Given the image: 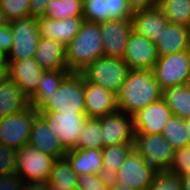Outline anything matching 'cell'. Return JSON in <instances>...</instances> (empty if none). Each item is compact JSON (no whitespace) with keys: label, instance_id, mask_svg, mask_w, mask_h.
Wrapping results in <instances>:
<instances>
[{"label":"cell","instance_id":"cell-2","mask_svg":"<svg viewBox=\"0 0 190 190\" xmlns=\"http://www.w3.org/2000/svg\"><path fill=\"white\" fill-rule=\"evenodd\" d=\"M100 25L83 21L80 30L66 46V68L80 73L93 61L103 56Z\"/></svg>","mask_w":190,"mask_h":190},{"label":"cell","instance_id":"cell-32","mask_svg":"<svg viewBox=\"0 0 190 190\" xmlns=\"http://www.w3.org/2000/svg\"><path fill=\"white\" fill-rule=\"evenodd\" d=\"M83 0H51L46 8L45 17L50 19H65L82 17Z\"/></svg>","mask_w":190,"mask_h":190},{"label":"cell","instance_id":"cell-3","mask_svg":"<svg viewBox=\"0 0 190 190\" xmlns=\"http://www.w3.org/2000/svg\"><path fill=\"white\" fill-rule=\"evenodd\" d=\"M133 144L144 166L155 175L175 170L178 154L161 134H134Z\"/></svg>","mask_w":190,"mask_h":190},{"label":"cell","instance_id":"cell-6","mask_svg":"<svg viewBox=\"0 0 190 190\" xmlns=\"http://www.w3.org/2000/svg\"><path fill=\"white\" fill-rule=\"evenodd\" d=\"M13 35L12 48L7 61L34 58L40 40L37 17L29 16L8 22Z\"/></svg>","mask_w":190,"mask_h":190},{"label":"cell","instance_id":"cell-33","mask_svg":"<svg viewBox=\"0 0 190 190\" xmlns=\"http://www.w3.org/2000/svg\"><path fill=\"white\" fill-rule=\"evenodd\" d=\"M30 0H0V10L10 22L30 16Z\"/></svg>","mask_w":190,"mask_h":190},{"label":"cell","instance_id":"cell-22","mask_svg":"<svg viewBox=\"0 0 190 190\" xmlns=\"http://www.w3.org/2000/svg\"><path fill=\"white\" fill-rule=\"evenodd\" d=\"M34 59L43 71L66 68V47L57 41L40 37Z\"/></svg>","mask_w":190,"mask_h":190},{"label":"cell","instance_id":"cell-15","mask_svg":"<svg viewBox=\"0 0 190 190\" xmlns=\"http://www.w3.org/2000/svg\"><path fill=\"white\" fill-rule=\"evenodd\" d=\"M103 148L119 143H134L133 117L116 111L101 117Z\"/></svg>","mask_w":190,"mask_h":190},{"label":"cell","instance_id":"cell-31","mask_svg":"<svg viewBox=\"0 0 190 190\" xmlns=\"http://www.w3.org/2000/svg\"><path fill=\"white\" fill-rule=\"evenodd\" d=\"M91 148H103V140L101 136V117L87 118V121L83 127L81 134L79 135L78 142L75 146L76 150H85Z\"/></svg>","mask_w":190,"mask_h":190},{"label":"cell","instance_id":"cell-35","mask_svg":"<svg viewBox=\"0 0 190 190\" xmlns=\"http://www.w3.org/2000/svg\"><path fill=\"white\" fill-rule=\"evenodd\" d=\"M148 190H182L179 173L174 170L155 175Z\"/></svg>","mask_w":190,"mask_h":190},{"label":"cell","instance_id":"cell-36","mask_svg":"<svg viewBox=\"0 0 190 190\" xmlns=\"http://www.w3.org/2000/svg\"><path fill=\"white\" fill-rule=\"evenodd\" d=\"M110 178L104 175L84 174L78 176L76 190H109Z\"/></svg>","mask_w":190,"mask_h":190},{"label":"cell","instance_id":"cell-8","mask_svg":"<svg viewBox=\"0 0 190 190\" xmlns=\"http://www.w3.org/2000/svg\"><path fill=\"white\" fill-rule=\"evenodd\" d=\"M153 74L160 88L190 84V52L158 57Z\"/></svg>","mask_w":190,"mask_h":190},{"label":"cell","instance_id":"cell-27","mask_svg":"<svg viewBox=\"0 0 190 190\" xmlns=\"http://www.w3.org/2000/svg\"><path fill=\"white\" fill-rule=\"evenodd\" d=\"M133 149V143H119L102 148L104 176L111 179Z\"/></svg>","mask_w":190,"mask_h":190},{"label":"cell","instance_id":"cell-39","mask_svg":"<svg viewBox=\"0 0 190 190\" xmlns=\"http://www.w3.org/2000/svg\"><path fill=\"white\" fill-rule=\"evenodd\" d=\"M24 184L16 173L0 176V190H23Z\"/></svg>","mask_w":190,"mask_h":190},{"label":"cell","instance_id":"cell-40","mask_svg":"<svg viewBox=\"0 0 190 190\" xmlns=\"http://www.w3.org/2000/svg\"><path fill=\"white\" fill-rule=\"evenodd\" d=\"M12 29L9 23L0 26V50L6 55L9 54L12 48Z\"/></svg>","mask_w":190,"mask_h":190},{"label":"cell","instance_id":"cell-41","mask_svg":"<svg viewBox=\"0 0 190 190\" xmlns=\"http://www.w3.org/2000/svg\"><path fill=\"white\" fill-rule=\"evenodd\" d=\"M176 172L190 171V144L178 153Z\"/></svg>","mask_w":190,"mask_h":190},{"label":"cell","instance_id":"cell-46","mask_svg":"<svg viewBox=\"0 0 190 190\" xmlns=\"http://www.w3.org/2000/svg\"><path fill=\"white\" fill-rule=\"evenodd\" d=\"M9 78H10L9 65L8 64L0 65V84L5 82Z\"/></svg>","mask_w":190,"mask_h":190},{"label":"cell","instance_id":"cell-47","mask_svg":"<svg viewBox=\"0 0 190 190\" xmlns=\"http://www.w3.org/2000/svg\"><path fill=\"white\" fill-rule=\"evenodd\" d=\"M109 190H133L110 179Z\"/></svg>","mask_w":190,"mask_h":190},{"label":"cell","instance_id":"cell-1","mask_svg":"<svg viewBox=\"0 0 190 190\" xmlns=\"http://www.w3.org/2000/svg\"><path fill=\"white\" fill-rule=\"evenodd\" d=\"M162 93L153 71L130 69L126 80L116 93L118 110L133 116L162 98Z\"/></svg>","mask_w":190,"mask_h":190},{"label":"cell","instance_id":"cell-24","mask_svg":"<svg viewBox=\"0 0 190 190\" xmlns=\"http://www.w3.org/2000/svg\"><path fill=\"white\" fill-rule=\"evenodd\" d=\"M71 72L67 69L44 71L40 76L39 86L36 93L29 99L30 106L40 110L56 93L62 81Z\"/></svg>","mask_w":190,"mask_h":190},{"label":"cell","instance_id":"cell-11","mask_svg":"<svg viewBox=\"0 0 190 190\" xmlns=\"http://www.w3.org/2000/svg\"><path fill=\"white\" fill-rule=\"evenodd\" d=\"M99 25L103 41V56L123 59L132 31L131 21L111 19L99 22Z\"/></svg>","mask_w":190,"mask_h":190},{"label":"cell","instance_id":"cell-20","mask_svg":"<svg viewBox=\"0 0 190 190\" xmlns=\"http://www.w3.org/2000/svg\"><path fill=\"white\" fill-rule=\"evenodd\" d=\"M28 144L55 159L62 158L66 154L59 145L57 137L50 131L48 124L40 115L32 124Z\"/></svg>","mask_w":190,"mask_h":190},{"label":"cell","instance_id":"cell-42","mask_svg":"<svg viewBox=\"0 0 190 190\" xmlns=\"http://www.w3.org/2000/svg\"><path fill=\"white\" fill-rule=\"evenodd\" d=\"M50 1L51 0H30V5H29L30 16L33 17L45 16V11Z\"/></svg>","mask_w":190,"mask_h":190},{"label":"cell","instance_id":"cell-30","mask_svg":"<svg viewBox=\"0 0 190 190\" xmlns=\"http://www.w3.org/2000/svg\"><path fill=\"white\" fill-rule=\"evenodd\" d=\"M158 8L169 23L190 25V0H160Z\"/></svg>","mask_w":190,"mask_h":190},{"label":"cell","instance_id":"cell-45","mask_svg":"<svg viewBox=\"0 0 190 190\" xmlns=\"http://www.w3.org/2000/svg\"><path fill=\"white\" fill-rule=\"evenodd\" d=\"M177 173H179L182 190H190V171H183Z\"/></svg>","mask_w":190,"mask_h":190},{"label":"cell","instance_id":"cell-5","mask_svg":"<svg viewBox=\"0 0 190 190\" xmlns=\"http://www.w3.org/2000/svg\"><path fill=\"white\" fill-rule=\"evenodd\" d=\"M129 71L130 68L123 59L102 56L88 65L80 74L87 82L102 86L116 94Z\"/></svg>","mask_w":190,"mask_h":190},{"label":"cell","instance_id":"cell-38","mask_svg":"<svg viewBox=\"0 0 190 190\" xmlns=\"http://www.w3.org/2000/svg\"><path fill=\"white\" fill-rule=\"evenodd\" d=\"M17 149L0 142V176L16 173Z\"/></svg>","mask_w":190,"mask_h":190},{"label":"cell","instance_id":"cell-43","mask_svg":"<svg viewBox=\"0 0 190 190\" xmlns=\"http://www.w3.org/2000/svg\"><path fill=\"white\" fill-rule=\"evenodd\" d=\"M160 0H128L129 6L135 10L152 9L159 5Z\"/></svg>","mask_w":190,"mask_h":190},{"label":"cell","instance_id":"cell-13","mask_svg":"<svg viewBox=\"0 0 190 190\" xmlns=\"http://www.w3.org/2000/svg\"><path fill=\"white\" fill-rule=\"evenodd\" d=\"M172 115L164 99L160 98L132 116L134 134H161Z\"/></svg>","mask_w":190,"mask_h":190},{"label":"cell","instance_id":"cell-16","mask_svg":"<svg viewBox=\"0 0 190 190\" xmlns=\"http://www.w3.org/2000/svg\"><path fill=\"white\" fill-rule=\"evenodd\" d=\"M84 107L87 117L100 118L118 111L116 94L84 79Z\"/></svg>","mask_w":190,"mask_h":190},{"label":"cell","instance_id":"cell-23","mask_svg":"<svg viewBox=\"0 0 190 190\" xmlns=\"http://www.w3.org/2000/svg\"><path fill=\"white\" fill-rule=\"evenodd\" d=\"M154 43L159 57L188 51L187 27L168 23Z\"/></svg>","mask_w":190,"mask_h":190},{"label":"cell","instance_id":"cell-17","mask_svg":"<svg viewBox=\"0 0 190 190\" xmlns=\"http://www.w3.org/2000/svg\"><path fill=\"white\" fill-rule=\"evenodd\" d=\"M83 21V17H68L62 20L37 17L41 37L57 41L65 47L78 33Z\"/></svg>","mask_w":190,"mask_h":190},{"label":"cell","instance_id":"cell-25","mask_svg":"<svg viewBox=\"0 0 190 190\" xmlns=\"http://www.w3.org/2000/svg\"><path fill=\"white\" fill-rule=\"evenodd\" d=\"M29 105V99L10 78L0 84V119L18 113Z\"/></svg>","mask_w":190,"mask_h":190},{"label":"cell","instance_id":"cell-18","mask_svg":"<svg viewBox=\"0 0 190 190\" xmlns=\"http://www.w3.org/2000/svg\"><path fill=\"white\" fill-rule=\"evenodd\" d=\"M10 79L30 99L37 91L40 76L44 72L34 58L7 61Z\"/></svg>","mask_w":190,"mask_h":190},{"label":"cell","instance_id":"cell-9","mask_svg":"<svg viewBox=\"0 0 190 190\" xmlns=\"http://www.w3.org/2000/svg\"><path fill=\"white\" fill-rule=\"evenodd\" d=\"M39 111L28 106L18 113L0 119V142L10 148L20 149L28 144L31 127Z\"/></svg>","mask_w":190,"mask_h":190},{"label":"cell","instance_id":"cell-37","mask_svg":"<svg viewBox=\"0 0 190 190\" xmlns=\"http://www.w3.org/2000/svg\"><path fill=\"white\" fill-rule=\"evenodd\" d=\"M107 20L122 19L131 21L133 9L129 6L128 0H106Z\"/></svg>","mask_w":190,"mask_h":190},{"label":"cell","instance_id":"cell-7","mask_svg":"<svg viewBox=\"0 0 190 190\" xmlns=\"http://www.w3.org/2000/svg\"><path fill=\"white\" fill-rule=\"evenodd\" d=\"M39 115L46 121L65 152L75 149L88 118L85 113L39 112Z\"/></svg>","mask_w":190,"mask_h":190},{"label":"cell","instance_id":"cell-10","mask_svg":"<svg viewBox=\"0 0 190 190\" xmlns=\"http://www.w3.org/2000/svg\"><path fill=\"white\" fill-rule=\"evenodd\" d=\"M55 158L26 144L17 150L16 174L24 182L49 180Z\"/></svg>","mask_w":190,"mask_h":190},{"label":"cell","instance_id":"cell-50","mask_svg":"<svg viewBox=\"0 0 190 190\" xmlns=\"http://www.w3.org/2000/svg\"><path fill=\"white\" fill-rule=\"evenodd\" d=\"M8 21L5 19L4 14L2 13V11L0 10V26L7 24Z\"/></svg>","mask_w":190,"mask_h":190},{"label":"cell","instance_id":"cell-12","mask_svg":"<svg viewBox=\"0 0 190 190\" xmlns=\"http://www.w3.org/2000/svg\"><path fill=\"white\" fill-rule=\"evenodd\" d=\"M154 176L144 166L142 156L133 149L111 180L133 190H148Z\"/></svg>","mask_w":190,"mask_h":190},{"label":"cell","instance_id":"cell-28","mask_svg":"<svg viewBox=\"0 0 190 190\" xmlns=\"http://www.w3.org/2000/svg\"><path fill=\"white\" fill-rule=\"evenodd\" d=\"M78 176L72 170L68 159L64 156L55 159L52 165L49 183L62 190H76Z\"/></svg>","mask_w":190,"mask_h":190},{"label":"cell","instance_id":"cell-26","mask_svg":"<svg viewBox=\"0 0 190 190\" xmlns=\"http://www.w3.org/2000/svg\"><path fill=\"white\" fill-rule=\"evenodd\" d=\"M162 98L174 116L181 119L190 117V84L165 88Z\"/></svg>","mask_w":190,"mask_h":190},{"label":"cell","instance_id":"cell-51","mask_svg":"<svg viewBox=\"0 0 190 190\" xmlns=\"http://www.w3.org/2000/svg\"><path fill=\"white\" fill-rule=\"evenodd\" d=\"M188 32V51L190 52V25L187 27Z\"/></svg>","mask_w":190,"mask_h":190},{"label":"cell","instance_id":"cell-19","mask_svg":"<svg viewBox=\"0 0 190 190\" xmlns=\"http://www.w3.org/2000/svg\"><path fill=\"white\" fill-rule=\"evenodd\" d=\"M168 23L167 18L158 7L135 10L131 18L132 31L152 42L159 38Z\"/></svg>","mask_w":190,"mask_h":190},{"label":"cell","instance_id":"cell-52","mask_svg":"<svg viewBox=\"0 0 190 190\" xmlns=\"http://www.w3.org/2000/svg\"><path fill=\"white\" fill-rule=\"evenodd\" d=\"M51 190H62V189L51 185Z\"/></svg>","mask_w":190,"mask_h":190},{"label":"cell","instance_id":"cell-34","mask_svg":"<svg viewBox=\"0 0 190 190\" xmlns=\"http://www.w3.org/2000/svg\"><path fill=\"white\" fill-rule=\"evenodd\" d=\"M82 17L84 21L99 23L107 20L106 0H83Z\"/></svg>","mask_w":190,"mask_h":190},{"label":"cell","instance_id":"cell-21","mask_svg":"<svg viewBox=\"0 0 190 190\" xmlns=\"http://www.w3.org/2000/svg\"><path fill=\"white\" fill-rule=\"evenodd\" d=\"M65 157L77 176L84 174L104 175L102 149H73L67 151Z\"/></svg>","mask_w":190,"mask_h":190},{"label":"cell","instance_id":"cell-48","mask_svg":"<svg viewBox=\"0 0 190 190\" xmlns=\"http://www.w3.org/2000/svg\"><path fill=\"white\" fill-rule=\"evenodd\" d=\"M185 125H186V130H187V134H188V140H189V144H190V117L184 119Z\"/></svg>","mask_w":190,"mask_h":190},{"label":"cell","instance_id":"cell-29","mask_svg":"<svg viewBox=\"0 0 190 190\" xmlns=\"http://www.w3.org/2000/svg\"><path fill=\"white\" fill-rule=\"evenodd\" d=\"M163 138L180 153L189 145L188 134L184 119L172 115L161 133Z\"/></svg>","mask_w":190,"mask_h":190},{"label":"cell","instance_id":"cell-4","mask_svg":"<svg viewBox=\"0 0 190 190\" xmlns=\"http://www.w3.org/2000/svg\"><path fill=\"white\" fill-rule=\"evenodd\" d=\"M51 96L39 112L85 113L84 78L80 73H70Z\"/></svg>","mask_w":190,"mask_h":190},{"label":"cell","instance_id":"cell-44","mask_svg":"<svg viewBox=\"0 0 190 190\" xmlns=\"http://www.w3.org/2000/svg\"><path fill=\"white\" fill-rule=\"evenodd\" d=\"M23 190H51L49 180L38 182H25Z\"/></svg>","mask_w":190,"mask_h":190},{"label":"cell","instance_id":"cell-14","mask_svg":"<svg viewBox=\"0 0 190 190\" xmlns=\"http://www.w3.org/2000/svg\"><path fill=\"white\" fill-rule=\"evenodd\" d=\"M158 57L154 42L131 31L123 56L130 69L152 71Z\"/></svg>","mask_w":190,"mask_h":190},{"label":"cell","instance_id":"cell-49","mask_svg":"<svg viewBox=\"0 0 190 190\" xmlns=\"http://www.w3.org/2000/svg\"><path fill=\"white\" fill-rule=\"evenodd\" d=\"M8 64L7 55L0 50V65Z\"/></svg>","mask_w":190,"mask_h":190}]
</instances>
